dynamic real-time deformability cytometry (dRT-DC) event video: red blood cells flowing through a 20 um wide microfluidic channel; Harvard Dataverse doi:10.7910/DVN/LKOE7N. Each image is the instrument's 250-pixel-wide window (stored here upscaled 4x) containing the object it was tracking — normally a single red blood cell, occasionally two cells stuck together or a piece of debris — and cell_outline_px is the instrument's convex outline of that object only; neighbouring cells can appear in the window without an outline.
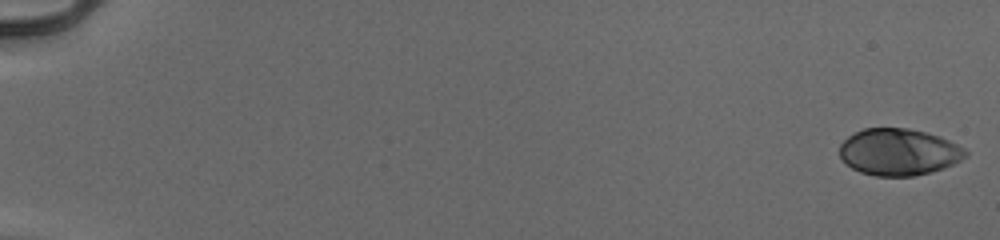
{"species": "human", "species_latin": "Homo sapiens", "temperature_condition": "cold", "stored_images_in_passage": 17, "camera_frame_rate_fps": 3000, "um_per_image_px": 0.085, "donor": {"sex": "male"}, "frame": {"image": 1, "passage_image": 1, "time_ms": 0.0, "image_size_px": [1000, 240], "cell_outline_px": [[968, 156], [944, 168], [932, 172], [912, 176], [876, 176], [860, 172], [852, 168], [840, 156], [840, 144], [848, 136], [864, 128], [908, 128], [940, 136], [964, 148], [968, 152]], "centroid_in_image_um": [76.4, 12.92], "position_along_channel_um": 8.6, "area_um2": 34.22}}
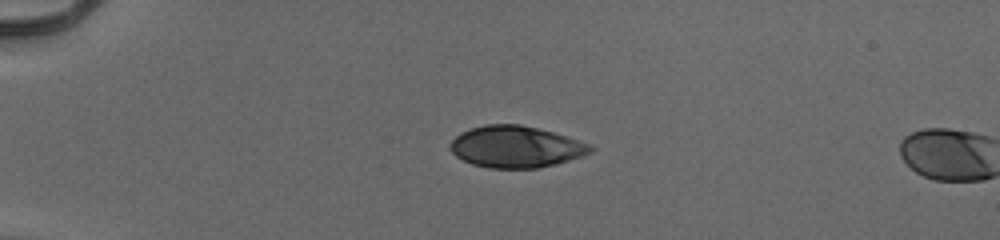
{"frame": {"image": 2, "passage_image": 15, "time_ms": 4.667, "image_size_px": [1000, 240], "cell_outline_px": [[596, 148], [592, 152], [584, 156], [556, 164], [536, 168], [488, 168], [472, 164], [456, 156], [448, 148], [448, 144], [460, 132], [484, 124], [520, 124], [552, 132], [592, 144]], "centroid_in_image_um": [43.86, 12.48], "position_along_channel_um": 41.1, "area_um2": 34.22}}